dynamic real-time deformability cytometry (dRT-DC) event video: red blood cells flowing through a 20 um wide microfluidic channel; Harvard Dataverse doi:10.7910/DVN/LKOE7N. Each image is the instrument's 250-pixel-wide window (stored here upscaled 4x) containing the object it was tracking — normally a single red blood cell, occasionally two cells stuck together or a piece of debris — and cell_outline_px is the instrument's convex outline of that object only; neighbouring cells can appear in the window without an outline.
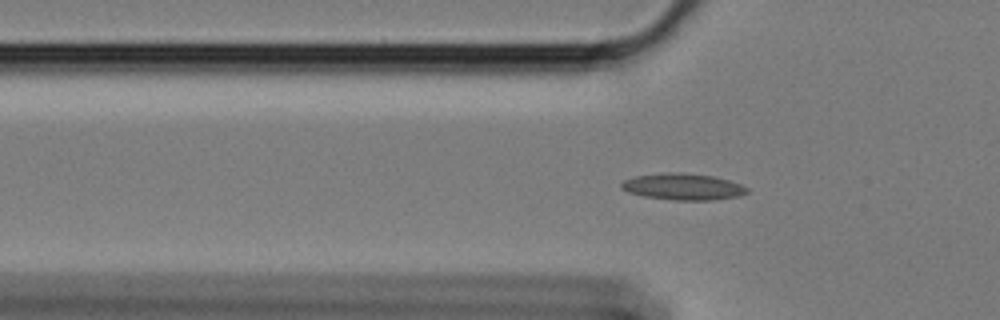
{"species": "Egyptian fruit bat (a non-hibernating species)", "species_latin": "Rousettus aegyptiacus", "temperature_condition": "cold", "stored_images_in_passage": 35, "camera_frame_rate_fps": 3000, "um_per_image_px": 0.085, "animal": {"sex": "female"}, "frame": {"image": 1, "passage_image": 4, "time_ms": 1.0, "image_size_px": [1000, 320], "cell_outline_px": [[748, 192], [740, 196], [712, 200], [676, 200], [644, 196], [628, 192], [620, 188], [620, 184], [624, 180], [636, 176], [668, 172], [680, 172], [712, 176], [728, 180], [740, 184], [748, 188]], "centroid_in_image_um": [58.05, 15.87], "position_along_channel_um": 67.7, "area_um2": 19.31}}
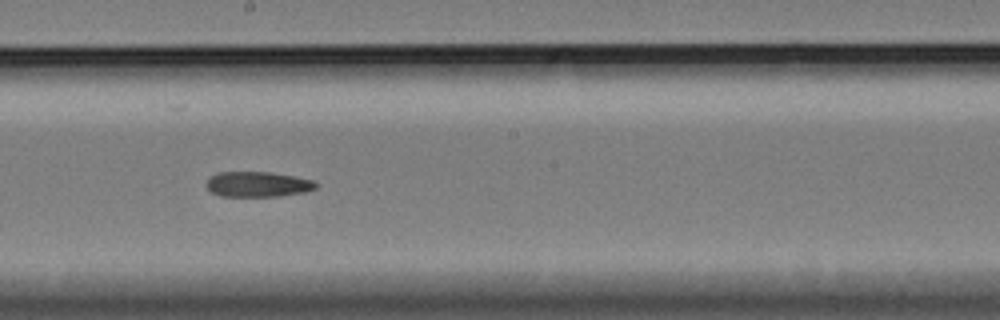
{"frame": {"image": 2, "passage_image": 18, "time_ms": 5.667, "image_size_px": [1000, 320], "cell_outline_px": [[316, 188], [304, 192], [280, 196], [220, 196], [212, 192], [208, 188], [208, 180], [212, 176], [220, 172], [268, 172], [292, 176], [312, 180], [316, 184]], "centroid_in_image_um": [21.91, 15.67], "position_along_channel_um": 226.3, "area_um2": 15.78}}
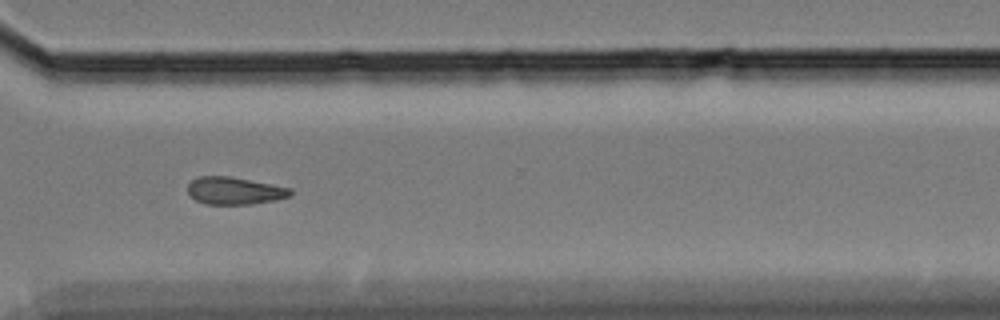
{"frame": {"image": 3, "passage_image": 29, "time_ms": 9.333, "image_size_px": [1000, 320], "cell_outline_px": [[292, 196], [276, 200], [252, 204], [204, 204], [196, 200], [188, 192], [188, 184], [192, 180], [200, 176], [232, 176], [292, 188]], "centroid_in_image_um": [19.97, 16.21], "position_along_channel_um": 350.6, "area_um2": 16.53}}